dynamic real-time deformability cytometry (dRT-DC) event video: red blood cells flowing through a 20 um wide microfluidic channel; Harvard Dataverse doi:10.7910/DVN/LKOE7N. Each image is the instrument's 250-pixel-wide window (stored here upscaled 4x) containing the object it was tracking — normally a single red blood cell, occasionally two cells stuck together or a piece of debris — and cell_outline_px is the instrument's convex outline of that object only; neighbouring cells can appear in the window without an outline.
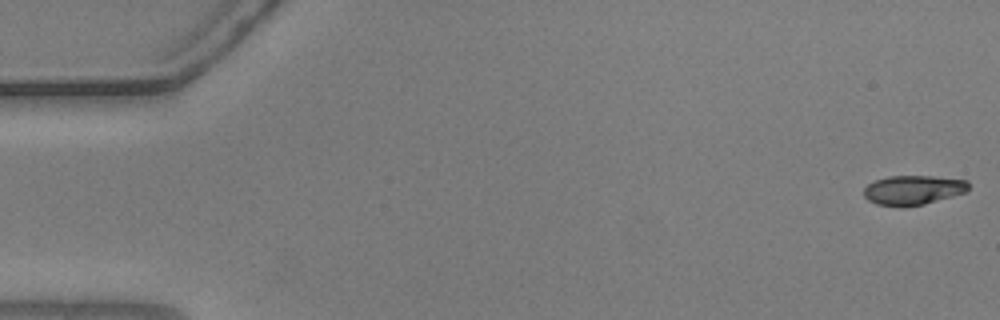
{"species": "common noctule bat (a hibernating species)", "species_latin": "Nyctalus noctula", "temperature_condition": "warm", "stored_images_in_passage": 55, "camera_frame_rate_fps": 3000, "um_per_image_px": 0.085, "animal": {"sex": "male", "body_mass_g": 20.5, "forearm_length_mm": 52.5}, "frame": {"image": 1, "passage_image": 1, "time_ms": 0.0, "image_size_px": [1000, 320], "cell_outline_px": [[968, 192], [924, 204], [900, 208], [876, 204], [868, 200], [864, 196], [864, 188], [868, 184], [876, 180], [888, 176], [932, 176], [968, 180]], "centroid_in_image_um": [77.61, 16.17], "position_along_channel_um": 7.4, "area_um2": 18.21}}
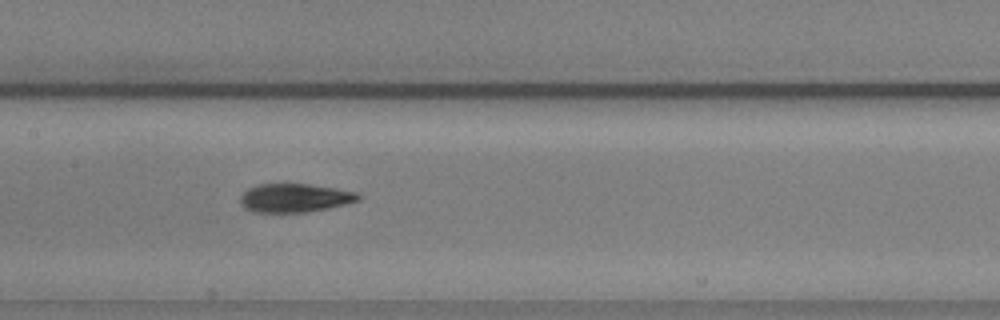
{"frame": {"image": 2, "passage_image": 27, "time_ms": 8.667, "image_size_px": [1000, 320], "cell_outline_px": [[360, 200], [328, 208], [304, 212], [252, 212], [244, 208], [240, 204], [240, 196], [248, 188], [256, 184], [308, 184], [360, 192]], "centroid_in_image_um": [25.03, 16.82], "position_along_channel_um": 182.4, "area_um2": 19.71}}
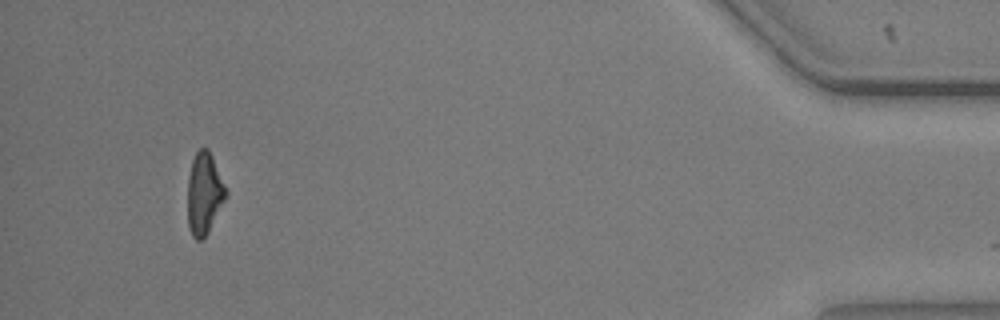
{"frame": {"image": 3, "passage_image": 52, "time_ms": 17.0, "image_size_px": [1000, 320], "cell_outline_px": [[228, 196], [208, 232], [200, 240], [196, 240], [192, 236], [188, 228], [188, 176], [192, 160], [196, 152], [200, 148], [208, 148], [212, 156], [228, 192]], "centroid_in_image_um": [17.36, 16.45], "position_along_channel_um": 417.8, "area_um2": 18.32}, "authors_computed_cell_mechanics": {"area_um2": 19.1318, "velocity_mm_per_s": 3.681, "shape_relaxation_time_tau1_ms": 10.1862, "shape_relaxation_time_tau2_ms": 1.8161, "deformation_change_tau1": 0.2555, "deformation_change_tau2": 0.0827}}